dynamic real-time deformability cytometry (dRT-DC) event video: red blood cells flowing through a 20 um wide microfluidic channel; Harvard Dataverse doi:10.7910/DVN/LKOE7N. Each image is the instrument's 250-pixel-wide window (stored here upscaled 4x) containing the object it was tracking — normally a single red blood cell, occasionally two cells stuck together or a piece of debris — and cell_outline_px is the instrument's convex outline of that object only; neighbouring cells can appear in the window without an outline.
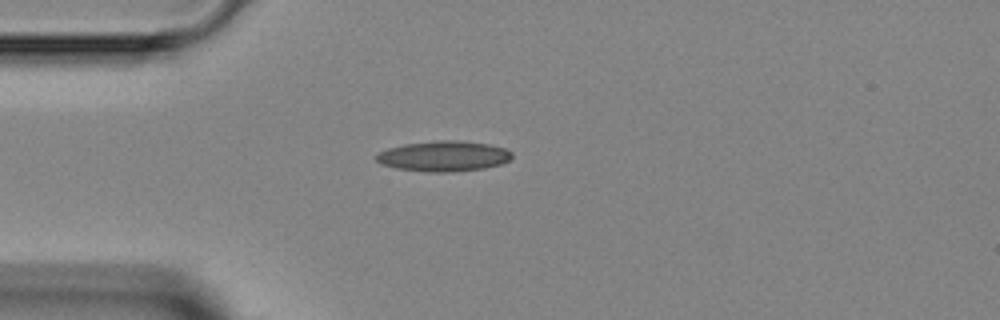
{"species": "Egyptian fruit bat (a non-hibernating species)", "species_latin": "Rousettus aegyptiacus", "temperature_condition": "room temperature", "stored_images_in_passage": 1, "camera_frame_rate_fps": 3000, "um_per_image_px": 0.085, "animal": {"sex": "female"}, "frame": {"image": 1, "passage_image": 1, "time_ms": 0.0, "image_size_px": [1000, 320], "cell_outline_px": [[512, 156], [508, 160], [500, 164], [484, 168], [448, 172], [428, 172], [396, 168], [380, 164], [376, 160], [376, 156], [380, 152], [388, 148], [404, 144], [436, 140], [460, 140], [488, 144], [504, 148], [512, 152]], "centroid_in_image_um": [37.69, 13.27], "position_along_channel_um": 47.3, "area_um2": 23.99}}